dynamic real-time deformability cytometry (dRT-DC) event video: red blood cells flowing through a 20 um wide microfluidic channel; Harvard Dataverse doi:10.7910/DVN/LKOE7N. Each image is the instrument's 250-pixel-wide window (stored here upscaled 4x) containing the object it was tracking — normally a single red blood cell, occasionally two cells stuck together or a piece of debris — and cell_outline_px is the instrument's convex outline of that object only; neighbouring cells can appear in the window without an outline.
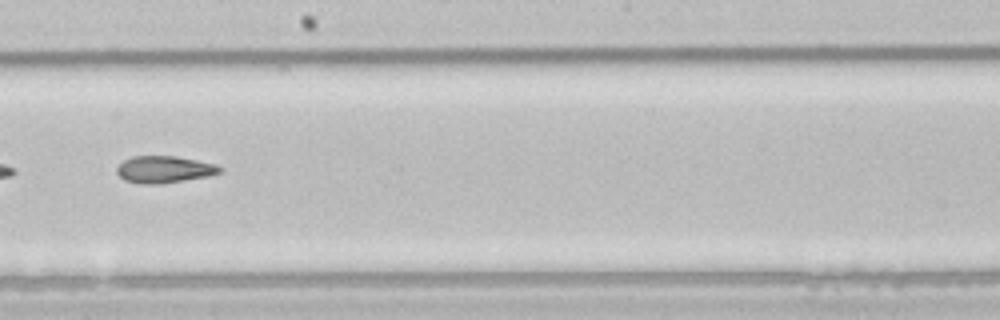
{"species": "common noctule bat (a hibernating species)", "species_latin": "Nyctalus noctula", "temperature_condition": "room temperature", "stored_images_in_passage": 50, "camera_frame_rate_fps": 3000, "um_per_image_px": 0.085, "animal": {"sex": "male", "body_mass_g": 21.5, "forearm_length_mm": 52.0}, "frame": {"image": 1, "passage_image": 29, "time_ms": 9.333, "image_size_px": [1000, 320], "cell_outline_px": [[224, 172], [208, 176], [184, 180], [156, 184], [144, 184], [124, 180], [116, 172], [116, 168], [124, 160], [132, 156], [176, 156], [216, 164], [224, 168]], "centroid_in_image_um": [13.99, 14.39], "position_along_channel_um": 234.2, "area_um2": 16.18}, "authors_computed_cell_mechanics": {"area_um2": 17.6579, "velocity_mm_per_s": 3.9221, "shape_relaxation_time_tau1_ms": null, "shape_relaxation_time_tau2_ms": 5.0864, "deformation_change_tau1": null, "deformation_change_tau2": 0.1358}}